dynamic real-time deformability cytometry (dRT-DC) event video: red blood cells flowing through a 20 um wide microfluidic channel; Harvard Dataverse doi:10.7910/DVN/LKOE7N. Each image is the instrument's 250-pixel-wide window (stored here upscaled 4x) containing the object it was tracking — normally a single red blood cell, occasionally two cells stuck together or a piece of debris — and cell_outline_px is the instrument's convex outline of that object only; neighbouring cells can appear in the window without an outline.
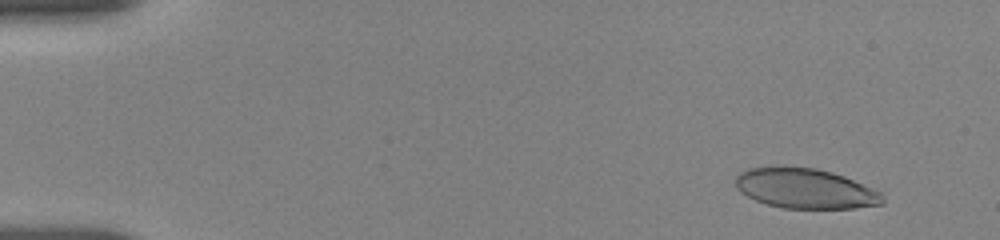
{"species": "human", "species_latin": "Homo sapiens", "temperature_condition": "room temperature", "stored_images_in_passage": 55, "camera_frame_rate_fps": 3000, "um_per_image_px": 0.085, "donor": {"sex": "female"}, "frame": {"image": 1, "passage_image": 5, "time_ms": 1.333, "image_size_px": [1000, 240], "cell_outline_px": [[884, 204], [852, 208], [784, 208], [768, 204], [756, 200], [740, 192], [736, 188], [736, 176], [740, 172], [748, 168], [816, 168], [832, 172], [844, 176], [872, 188], [880, 192], [884, 196]], "centroid_in_image_um": [68.47, 16.04], "position_along_channel_um": 16.5, "area_um2": 33.76}}
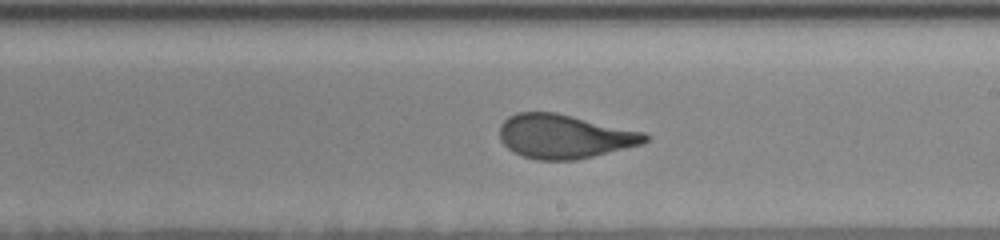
{"frame": {"image": 2, "passage_image": 33, "time_ms": 10.667, "image_size_px": [1000, 240], "cell_outline_px": [[648, 140], [640, 144], [576, 160], [536, 160], [524, 156], [508, 148], [500, 140], [500, 124], [508, 116], [516, 112], [556, 112], [644, 132], [648, 136]], "centroid_in_image_um": [47.93, 11.58], "position_along_channel_um": 241.1, "area_um2": 36.99}}
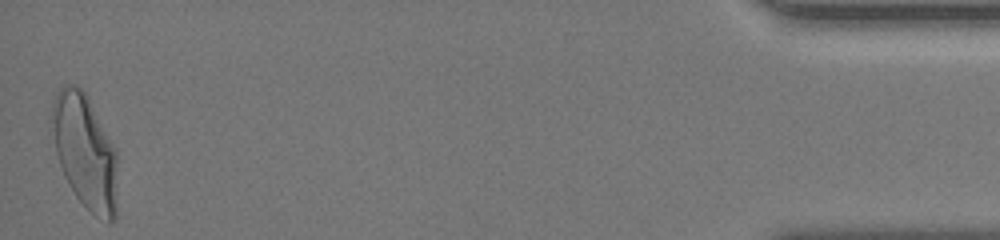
{"frame": {"image": 3, "passage_image": 55, "time_ms": 18.0, "image_size_px": [1000, 240], "cell_outline_px": [[116, 216], [108, 224], [96, 216], [76, 196], [64, 176], [48, 128], [48, 120], [52, 100], [60, 84], [72, 84], [80, 88], [84, 92], [112, 144], [116, 152]], "centroid_in_image_um": [7.14, 12.84], "position_along_channel_um": 428.1, "area_um2": 43.75}, "authors_computed_cell_mechanics": {"area_um2": 36.992, "velocity_mm_per_s": 3.6643, "shape_relaxation_time_tau1_ms": 4.3133, "shape_relaxation_time_tau2_ms": 0.783, "deformation_change_tau1": 0.1788, "deformation_change_tau2": 0.0799}}